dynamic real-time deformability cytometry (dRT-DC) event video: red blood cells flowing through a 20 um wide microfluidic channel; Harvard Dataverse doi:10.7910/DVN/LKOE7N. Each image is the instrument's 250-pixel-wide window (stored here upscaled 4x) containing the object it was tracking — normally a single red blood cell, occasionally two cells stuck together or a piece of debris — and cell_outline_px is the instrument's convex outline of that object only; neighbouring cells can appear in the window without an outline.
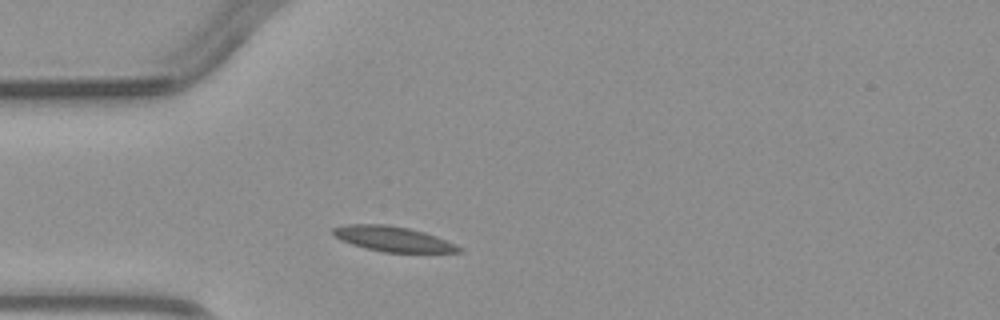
{"species": "common noctule bat (a hibernating species)", "species_latin": "Nyctalus noctula", "temperature_condition": "warm", "stored_images_in_passage": 1, "camera_frame_rate_fps": 3000, "um_per_image_px": 0.085, "animal": {"sex": "male", "body_mass_g": 23.1, "forearm_length_mm": 52.7}, "frame": {"image": 1, "passage_image": 1, "time_ms": 0.0, "image_size_px": [1000, 320], "cell_outline_px": [[464, 252], [384, 252], [352, 244], [340, 240], [332, 236], [332, 228], [348, 224], [388, 224], [408, 228], [424, 232], [436, 236], [456, 244], [464, 248]], "centroid_in_image_um": [33.41, 20.3], "position_along_channel_um": 51.6, "area_um2": 18.44}}